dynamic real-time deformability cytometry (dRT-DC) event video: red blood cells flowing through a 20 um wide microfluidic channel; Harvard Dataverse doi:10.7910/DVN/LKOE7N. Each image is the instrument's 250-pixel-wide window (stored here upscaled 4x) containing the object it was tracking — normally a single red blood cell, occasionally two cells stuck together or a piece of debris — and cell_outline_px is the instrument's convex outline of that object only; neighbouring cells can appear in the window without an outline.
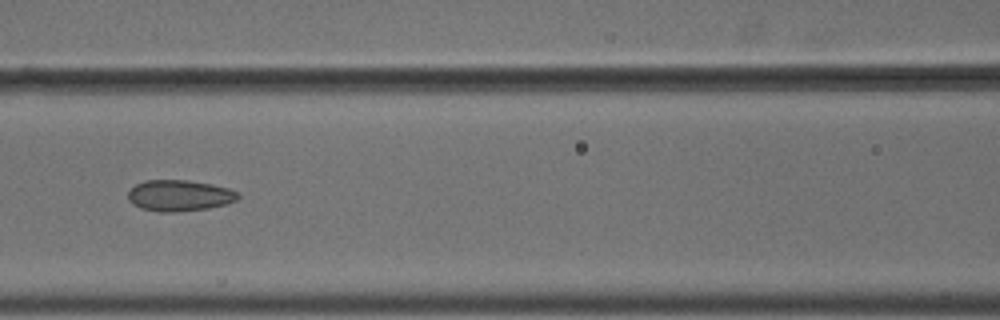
{"species": "common noctule bat (a hibernating species)", "species_latin": "Nyctalus noctula", "temperature_condition": "cold", "stored_images_in_passage": 5, "camera_frame_rate_fps": 3000, "um_per_image_px": 0.085, "animal": {"sex": "male", "body_mass_g": 18.8}, "frame": {"image": 1, "passage_image": 3, "time_ms": 0.667, "image_size_px": [1000, 320], "cell_outline_px": [[240, 196], [236, 200], [224, 204], [208, 208], [172, 212], [160, 212], [140, 208], [132, 204], [128, 200], [128, 192], [136, 184], [144, 180], [188, 180], [212, 184], [228, 188], [240, 192]], "centroid_in_image_um": [15.24, 16.61], "position_along_channel_um": 151.4, "area_um2": 20.0}}
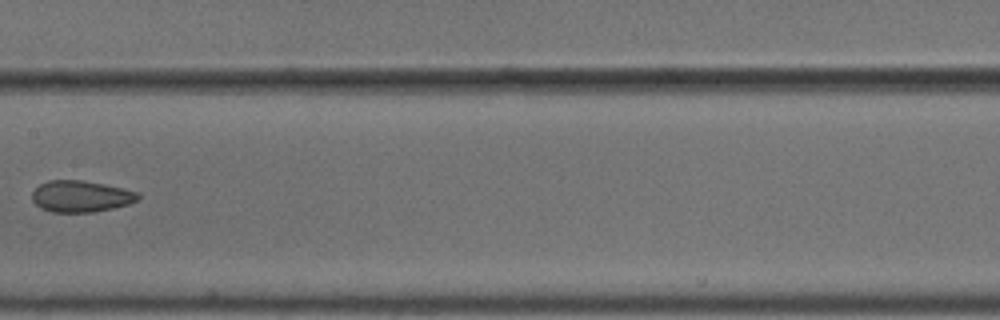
{"frame": {"image": 2, "passage_image": 4, "time_ms": 1.0, "image_size_px": [1000, 320], "cell_outline_px": [[140, 196], [136, 200], [128, 204], [112, 208], [92, 212], [52, 212], [40, 208], [32, 200], [32, 192], [40, 184], [48, 180], [80, 180], [104, 184], [136, 192]], "centroid_in_image_um": [6.82, 16.69], "position_along_channel_um": 200.6, "area_um2": 19.19}}
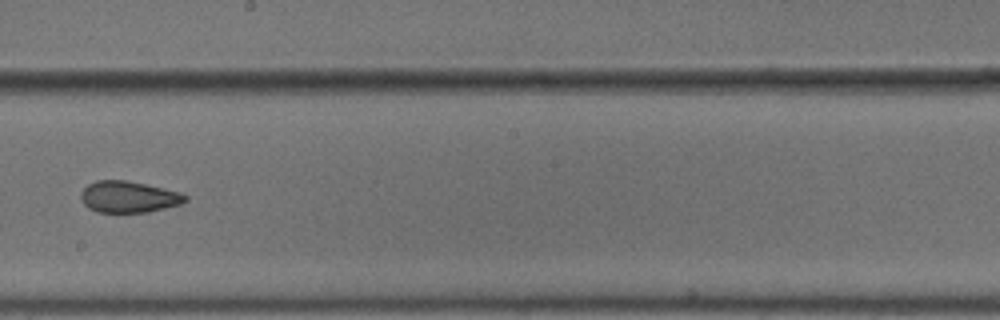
{"frame": {"image": 3, "passage_image": 5, "time_ms": 1.333, "image_size_px": [1000, 320], "cell_outline_px": [[188, 200], [180, 204], [148, 212], [96, 212], [88, 208], [80, 200], [80, 192], [88, 184], [96, 180], [128, 180], [180, 192], [188, 196]], "centroid_in_image_um": [10.9, 16.73], "position_along_channel_um": 237.3, "area_um2": 19.25}}